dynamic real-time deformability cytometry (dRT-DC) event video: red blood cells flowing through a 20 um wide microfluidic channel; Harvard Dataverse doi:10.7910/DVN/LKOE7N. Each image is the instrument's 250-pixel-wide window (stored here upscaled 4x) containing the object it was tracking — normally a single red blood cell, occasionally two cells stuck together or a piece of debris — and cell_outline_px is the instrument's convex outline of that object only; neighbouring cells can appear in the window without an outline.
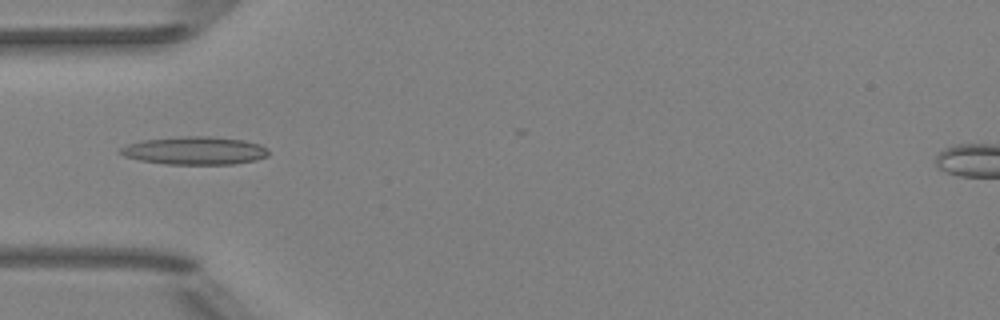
{"species": "Egyptian fruit bat (a non-hibernating species)", "species_latin": "Rousettus aegyptiacus", "temperature_condition": "room temperature", "stored_images_in_passage": 7, "camera_frame_rate_fps": 3000, "um_per_image_px": 0.085, "animal": {"sex": "female"}, "frame": {"image": 1, "passage_image": 3, "time_ms": 3.333, "image_size_px": [1000, 320], "cell_outline_px": [[268, 156], [256, 160], [232, 164], [164, 164], [140, 160], [124, 156], [116, 152], [120, 148], [128, 144], [144, 140], [184, 136], [208, 136], [244, 140], [260, 144], [268, 148]], "centroid_in_image_um": [16.56, 12.8], "position_along_channel_um": 68.4, "area_um2": 24.22}}
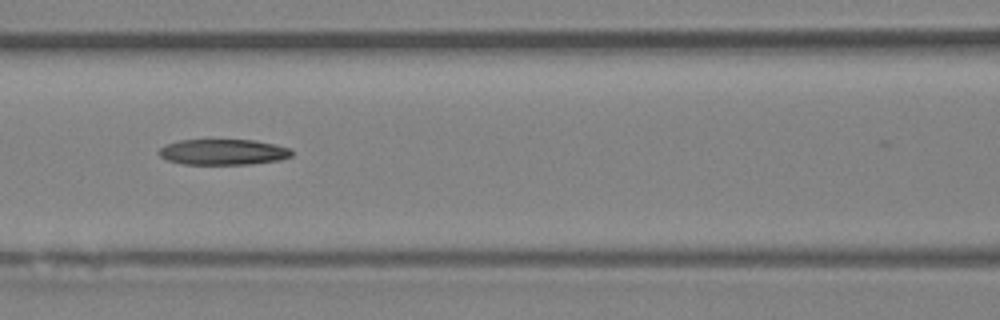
{"frame": {"image": 2, "passage_image": 5, "time_ms": 5.333, "image_size_px": [1000, 320], "cell_outline_px": [[292, 156], [280, 160], [252, 164], [184, 164], [168, 160], [160, 156], [156, 152], [164, 144], [180, 140], [256, 140], [276, 144], [292, 148]], "centroid_in_image_um": [18.99, 12.91], "position_along_channel_um": 147.6, "area_um2": 20.11}}
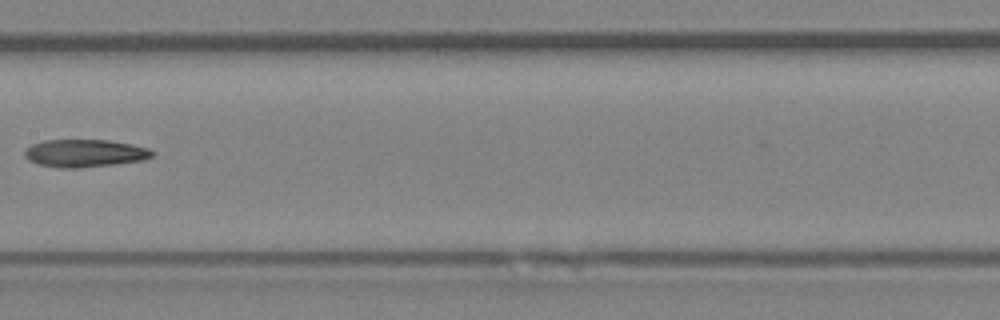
{"frame": {"image": 3, "passage_image": 6, "time_ms": 6.667, "image_size_px": [1000, 320], "cell_outline_px": [[152, 156], [144, 160], [80, 168], [60, 168], [36, 164], [28, 160], [24, 156], [24, 152], [32, 144], [44, 140], [108, 140], [132, 144], [148, 148], [152, 152]], "centroid_in_image_um": [7.16, 13.03], "position_along_channel_um": 200.2, "area_um2": 20.52}}